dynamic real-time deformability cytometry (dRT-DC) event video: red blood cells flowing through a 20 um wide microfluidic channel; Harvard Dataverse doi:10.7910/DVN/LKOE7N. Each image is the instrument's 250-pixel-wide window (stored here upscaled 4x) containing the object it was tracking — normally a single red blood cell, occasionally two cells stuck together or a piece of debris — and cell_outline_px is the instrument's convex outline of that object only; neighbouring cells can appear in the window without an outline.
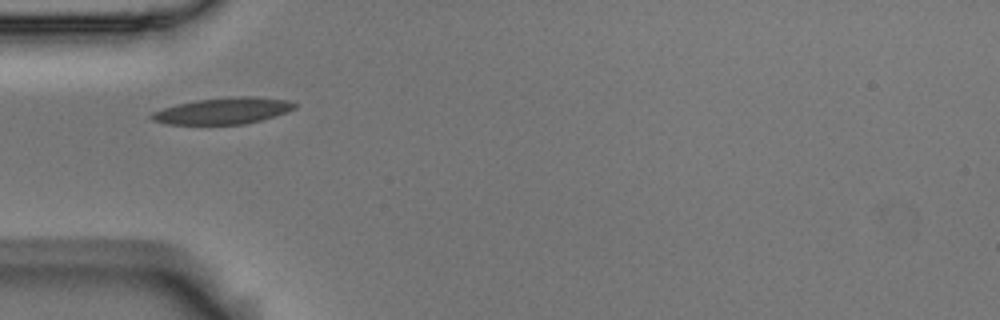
{"species": "Egyptian fruit bat (a non-hibernating species)", "species_latin": "Rousettus aegyptiacus", "temperature_condition": "room temperature", "stored_images_in_passage": 10, "camera_frame_rate_fps": 3000, "um_per_image_px": 0.085, "animal": {"sex": "male"}, "frame": {"image": 1, "passage_image": 1, "time_ms": 0.0, "image_size_px": [1000, 320], "cell_outline_px": [[296, 108], [260, 120], [244, 124], [168, 124], [152, 120], [148, 116], [152, 112], [176, 104], [196, 100], [236, 96], [248, 96], [288, 100], [296, 104]], "centroid_in_image_um": [18.91, 9.42], "position_along_channel_um": 66.1, "area_um2": 21.73}}
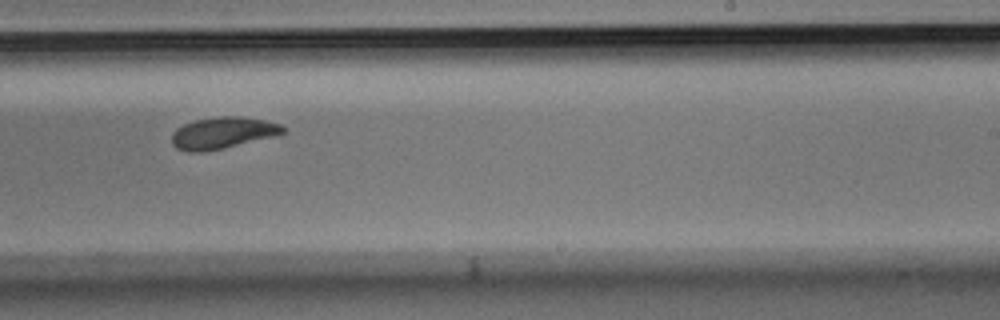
{"frame": {"image": 2, "passage_image": 6, "time_ms": 1.667, "image_size_px": [1000, 320], "cell_outline_px": [[284, 132], [272, 136], [220, 148], [200, 152], [188, 152], [176, 148], [172, 144], [172, 132], [176, 128], [184, 124], [196, 120], [220, 116], [240, 116], [264, 120], [280, 124], [284, 128]], "centroid_in_image_um": [18.86, 11.28], "position_along_channel_um": 270.1, "area_um2": 20.0}}
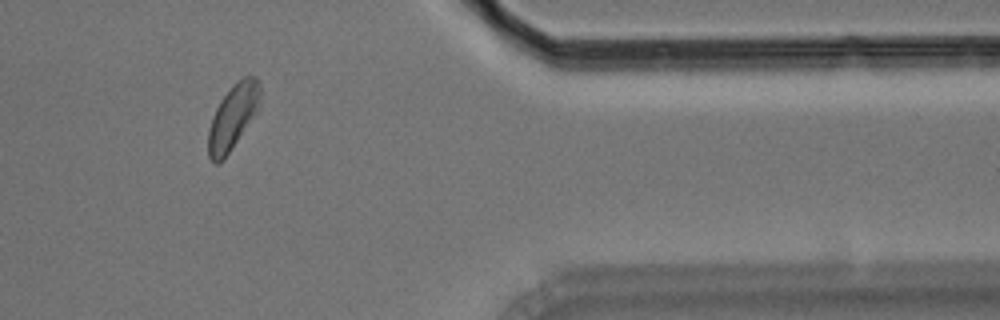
{"frame": {"image": 3, "passage_image": 9, "time_ms": 2.667, "image_size_px": [1000, 320], "cell_outline_px": [[260, 108], [224, 160], [216, 164], [212, 164], [208, 156], [208, 128], [212, 116], [220, 100], [232, 84], [244, 76], [256, 76], [260, 84]], "centroid_in_image_um": [19.79, 9.95], "position_along_channel_um": 391.6, "area_um2": 20.0}}